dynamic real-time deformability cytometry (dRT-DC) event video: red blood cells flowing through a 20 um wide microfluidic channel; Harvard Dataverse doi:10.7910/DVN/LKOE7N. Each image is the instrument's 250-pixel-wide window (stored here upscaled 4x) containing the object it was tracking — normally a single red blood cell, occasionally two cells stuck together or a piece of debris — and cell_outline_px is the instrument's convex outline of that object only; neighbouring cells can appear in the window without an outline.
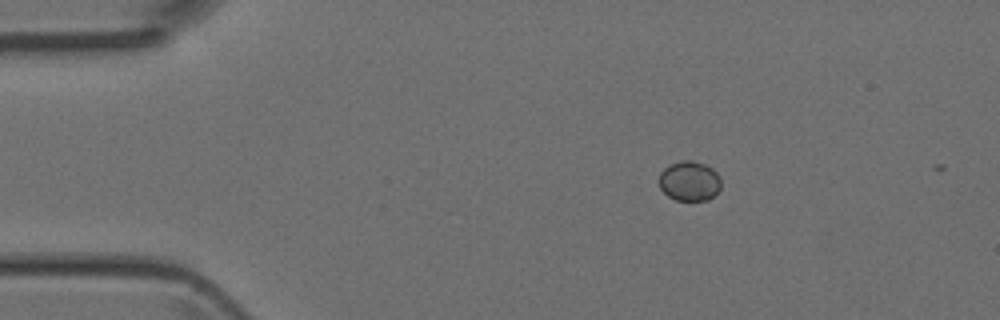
{"species": "Egyptian fruit bat (a non-hibernating species)", "species_latin": "Rousettus aegyptiacus", "temperature_condition": "room temperature", "stored_images_in_passage": 5, "camera_frame_rate_fps": 3000, "um_per_image_px": 0.085, "animal": {"sex": "female"}, "frame": {"image": 1, "passage_image": 1, "time_ms": 0.0, "image_size_px": [1000, 320], "cell_outline_px": [[720, 188], [708, 200], [676, 200], [668, 196], [660, 188], [660, 172], [664, 168], [680, 160], [692, 160], [704, 164], [712, 168], [720, 176]], "centroid_in_image_um": [58.6, 15.38], "position_along_channel_um": 26.4, "area_um2": 14.28}}